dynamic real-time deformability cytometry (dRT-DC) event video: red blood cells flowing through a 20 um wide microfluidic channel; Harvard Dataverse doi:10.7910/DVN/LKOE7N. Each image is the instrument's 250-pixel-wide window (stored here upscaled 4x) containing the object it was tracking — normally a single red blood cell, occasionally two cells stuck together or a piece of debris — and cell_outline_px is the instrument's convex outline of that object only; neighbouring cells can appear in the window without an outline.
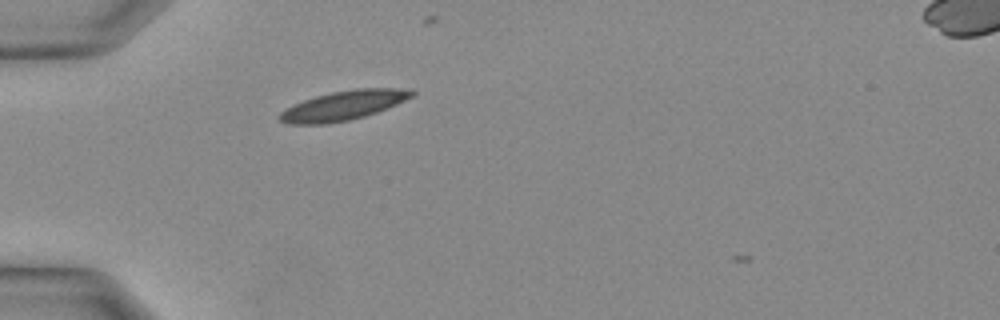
{"species": "Egyptian fruit bat (a non-hibernating species)", "species_latin": "Rousettus aegyptiacus", "temperature_condition": "warm", "stored_images_in_passage": 5, "camera_frame_rate_fps": 3000, "um_per_image_px": 0.085, "animal": {"sex": "female"}, "frame": {"image": 1, "passage_image": 2, "time_ms": 0.333, "image_size_px": [1000, 320], "cell_outline_px": [[416, 92], [412, 96], [396, 104], [376, 112], [364, 116], [348, 120], [328, 124], [288, 124], [280, 120], [276, 116], [280, 112], [304, 100], [316, 96], [332, 92], [356, 88], [412, 88]], "centroid_in_image_um": [29.2, 8.96], "position_along_channel_um": 55.8, "area_um2": 22.48}}